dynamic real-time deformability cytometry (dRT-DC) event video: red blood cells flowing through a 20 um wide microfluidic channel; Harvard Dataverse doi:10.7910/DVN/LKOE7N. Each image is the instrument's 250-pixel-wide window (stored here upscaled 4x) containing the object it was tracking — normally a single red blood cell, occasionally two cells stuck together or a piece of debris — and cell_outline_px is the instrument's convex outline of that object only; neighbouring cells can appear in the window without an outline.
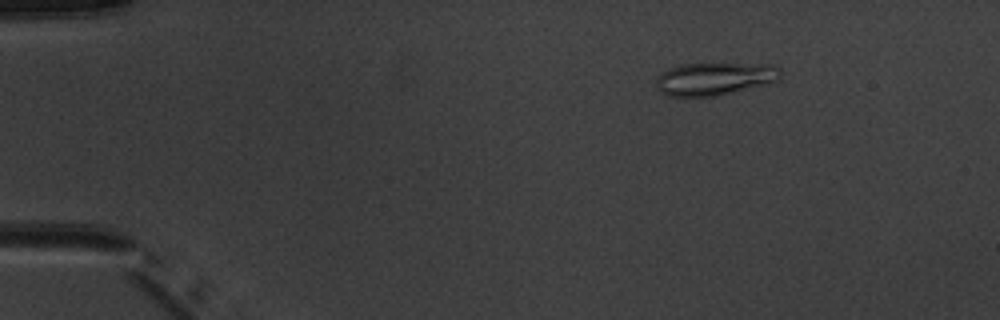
{"species": "common noctule bat (a hibernating species)", "species_latin": "Nyctalus noctula", "temperature_condition": "warm", "stored_images_in_passage": 6, "camera_frame_rate_fps": 3000, "um_per_image_px": 0.085, "animal": {"sex": "male", "body_mass_g": 20.1, "forearm_length_mm": 53.5}, "frame": {"image": 1, "passage_image": 3, "time_ms": 2.333, "image_size_px": [1000, 320], "cell_outline_px": [[780, 76], [776, 80], [768, 84], [716, 96], [668, 96], [660, 92], [656, 88], [656, 76], [668, 68], [680, 64], [772, 64], [780, 68]], "centroid_in_image_um": [60.7, 6.69], "position_along_channel_um": 24.3, "area_um2": 23.81}}